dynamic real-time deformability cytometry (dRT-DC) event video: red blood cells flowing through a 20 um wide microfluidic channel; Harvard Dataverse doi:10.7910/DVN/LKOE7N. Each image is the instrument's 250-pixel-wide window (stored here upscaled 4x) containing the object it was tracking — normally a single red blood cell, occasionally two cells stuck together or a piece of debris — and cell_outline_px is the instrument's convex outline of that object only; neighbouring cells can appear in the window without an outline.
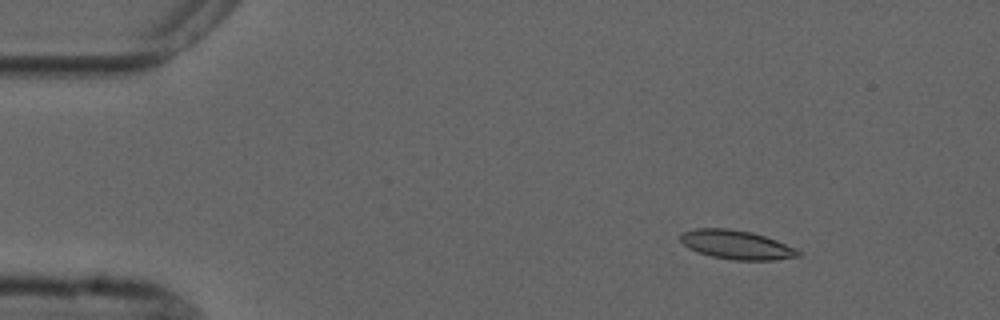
{"species": "common noctule bat (a hibernating species)", "species_latin": "Nyctalus noctula", "temperature_condition": "cold", "stored_images_in_passage": 4, "camera_frame_rate_fps": 3000, "um_per_image_px": 0.085, "animal": {"sex": "male", "forearm_length_mm": 52.5}, "frame": {"image": 1, "passage_image": 2, "time_ms": 1.333, "image_size_px": [1000, 320], "cell_outline_px": [[804, 256], [772, 260], [732, 260], [712, 256], [696, 252], [688, 248], [680, 240], [680, 232], [696, 228], [728, 228], [752, 232], [776, 240], [796, 248], [804, 252]], "centroid_in_image_um": [62.63, 20.81], "position_along_channel_um": 22.4, "area_um2": 20.17}}